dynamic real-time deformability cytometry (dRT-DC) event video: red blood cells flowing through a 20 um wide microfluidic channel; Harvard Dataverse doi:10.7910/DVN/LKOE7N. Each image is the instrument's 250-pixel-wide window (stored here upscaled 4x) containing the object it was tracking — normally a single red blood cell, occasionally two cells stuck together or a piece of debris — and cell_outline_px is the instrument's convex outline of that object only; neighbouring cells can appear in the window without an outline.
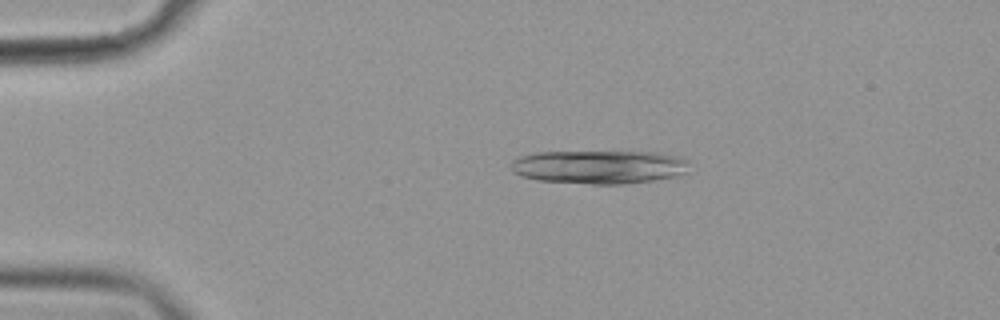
{"species": "common noctule bat (a hibernating species)", "species_latin": "Nyctalus noctula", "temperature_condition": "cold", "stored_images_in_passage": 19, "camera_frame_rate_fps": 3000, "um_per_image_px": 0.085, "animal": {"sex": "female", "body_mass_g": 19.9}, "frame": {"image": 1, "passage_image": 11, "time_ms": 3.333, "image_size_px": [1000, 320], "cell_outline_px": [[688, 172], [676, 176], [652, 180], [624, 184], [592, 184], [536, 180], [520, 176], [512, 172], [512, 160], [520, 156], [536, 152], [660, 152], [684, 156], [688, 160]], "centroid_in_image_um": [50.96, 14.18], "position_along_channel_um": 34.0, "area_um2": 35.2}}